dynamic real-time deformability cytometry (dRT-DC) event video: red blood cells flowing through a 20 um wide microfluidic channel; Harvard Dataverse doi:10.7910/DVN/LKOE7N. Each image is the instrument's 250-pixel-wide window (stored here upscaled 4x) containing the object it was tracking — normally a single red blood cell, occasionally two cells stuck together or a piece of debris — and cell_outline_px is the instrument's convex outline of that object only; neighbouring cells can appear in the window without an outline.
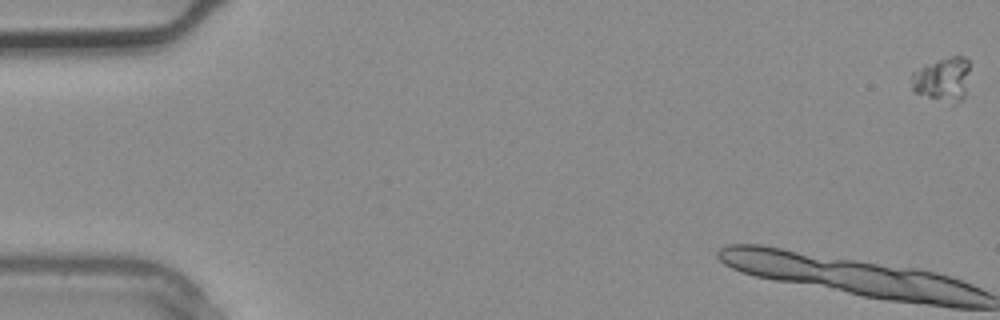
{"species": "common noctule bat (a hibernating species)", "species_latin": "Nyctalus noctula", "temperature_condition": "warm", "stored_images_in_passage": 4, "camera_frame_rate_fps": 3000, "um_per_image_px": 0.085, "animal": {"sex": "male", "body_mass_g": 20.4}, "frame": {"image": 1, "passage_image": 1, "time_ms": 0.0, "image_size_px": [1000, 320], "cell_outline_px": [[968, 72], [964, 96], [956, 104], [928, 96], [916, 92], [912, 88], [912, 72], [924, 64], [952, 56], [964, 56], [968, 60]], "centroid_in_image_um": [80.11, 6.71], "position_along_channel_um": 4.9, "area_um2": 14.62}}